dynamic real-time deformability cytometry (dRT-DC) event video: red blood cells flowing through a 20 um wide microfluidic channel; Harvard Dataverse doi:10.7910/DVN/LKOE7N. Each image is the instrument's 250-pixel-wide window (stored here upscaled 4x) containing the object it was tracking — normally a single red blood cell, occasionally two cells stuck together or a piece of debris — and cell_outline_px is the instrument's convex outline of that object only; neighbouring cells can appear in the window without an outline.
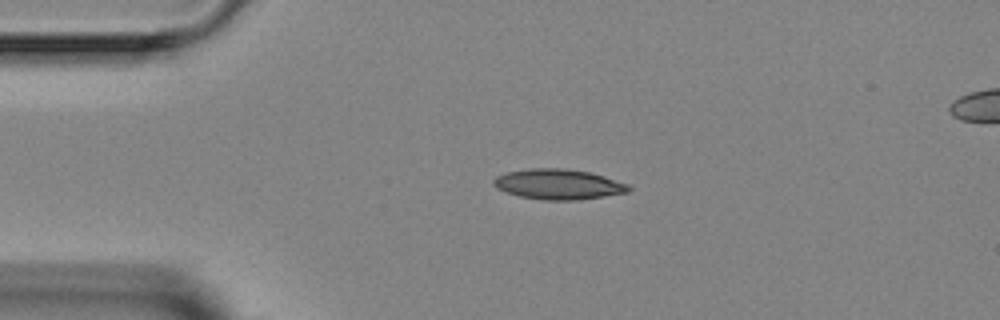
{"species": "Egyptian fruit bat (a non-hibernating species)", "species_latin": "Rousettus aegyptiacus", "temperature_condition": "room temperature", "stored_images_in_passage": 4, "camera_frame_rate_fps": 3000, "um_per_image_px": 0.085, "animal": {"sex": "female"}, "frame": {"image": 1, "passage_image": 2, "time_ms": 1.0, "image_size_px": [1000, 320], "cell_outline_px": [[632, 188], [628, 192], [580, 200], [544, 200], [520, 196], [496, 188], [492, 184], [492, 180], [496, 176], [508, 172], [532, 168], [564, 168], [588, 172], [604, 176], [628, 184]], "centroid_in_image_um": [47.46, 15.66], "position_along_channel_um": 37.5, "area_um2": 23.76}}